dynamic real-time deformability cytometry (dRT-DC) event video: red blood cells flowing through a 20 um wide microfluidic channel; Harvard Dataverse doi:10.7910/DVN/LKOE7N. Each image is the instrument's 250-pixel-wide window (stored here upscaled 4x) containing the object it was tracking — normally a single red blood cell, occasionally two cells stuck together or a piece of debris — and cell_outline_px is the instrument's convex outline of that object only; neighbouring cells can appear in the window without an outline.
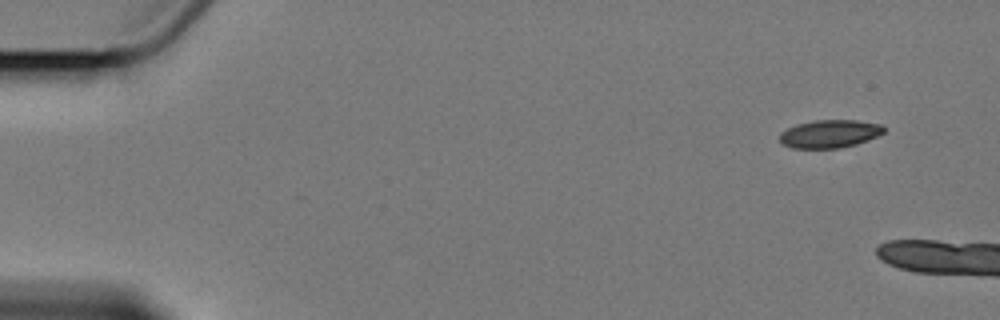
{"species": "Egyptian fruit bat (a non-hibernating species)", "species_latin": "Rousettus aegyptiacus", "temperature_condition": "cold", "stored_images_in_passage": 3, "camera_frame_rate_fps": 3000, "um_per_image_px": 0.085, "animal": {"sex": "female"}, "frame": {"image": 1, "passage_image": 1, "time_ms": 0.0, "image_size_px": [1000, 320], "cell_outline_px": [[884, 132], [868, 140], [856, 144], [836, 148], [792, 148], [784, 144], [780, 140], [780, 132], [796, 124], [812, 120], [856, 120], [884, 124]], "centroid_in_image_um": [70.53, 11.36], "position_along_channel_um": 14.5, "area_um2": 16.99}}